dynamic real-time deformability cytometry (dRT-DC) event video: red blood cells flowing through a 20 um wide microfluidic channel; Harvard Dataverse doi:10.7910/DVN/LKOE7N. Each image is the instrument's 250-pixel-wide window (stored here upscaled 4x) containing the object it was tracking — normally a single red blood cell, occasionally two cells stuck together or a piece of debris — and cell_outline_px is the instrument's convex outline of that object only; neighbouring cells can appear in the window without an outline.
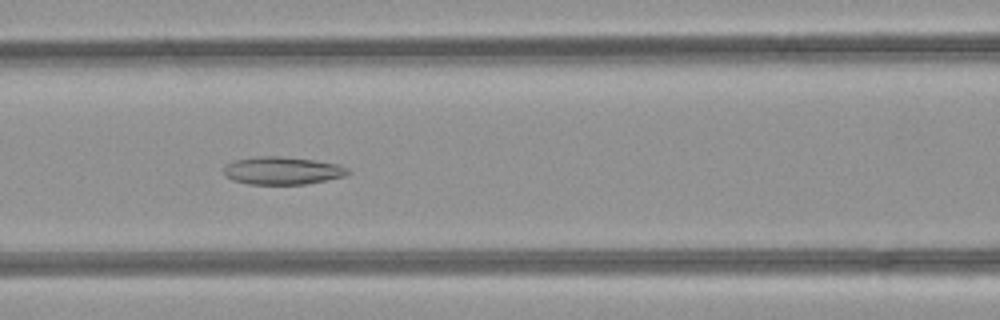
{"species": "common noctule bat (a hibernating species)", "species_latin": "Nyctalus noctula", "temperature_condition": "room temperature", "stored_images_in_passage": 40, "camera_frame_rate_fps": 3000, "um_per_image_px": 0.085, "animal": {"sex": "female", "body_mass_g": 21.9}, "frame": {"image": 1, "passage_image": 12, "time_ms": 3.667, "image_size_px": [1000, 320], "cell_outline_px": [[352, 172], [344, 176], [308, 184], [248, 184], [232, 180], [224, 176], [224, 168], [228, 164], [236, 160], [256, 156], [280, 156], [316, 160], [340, 164], [348, 168]], "centroid_in_image_um": [24.03, 14.5], "position_along_channel_um": 142.6, "area_um2": 20.23}}
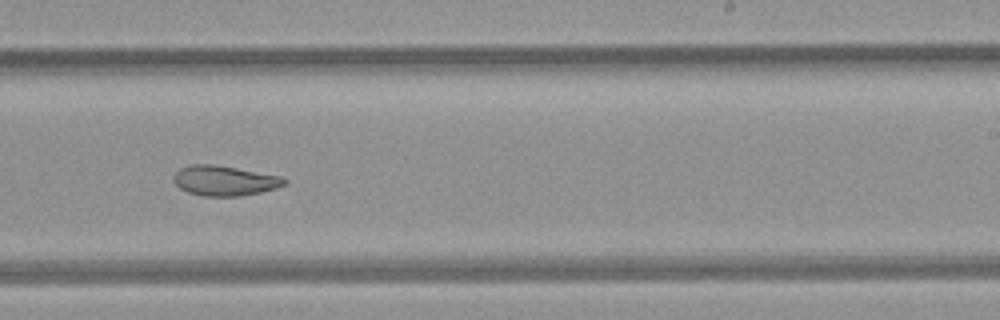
{"frame": {"image": 2, "passage_image": 21, "time_ms": 6.667, "image_size_px": [1000, 320], "cell_outline_px": [[288, 180], [284, 184], [276, 188], [260, 192], [240, 196], [204, 196], [188, 192], [180, 188], [172, 180], [172, 176], [180, 168], [192, 164], [212, 164], [236, 168], [280, 176]], "centroid_in_image_um": [19.05, 15.35], "position_along_channel_um": 270.0, "area_um2": 19.25}}
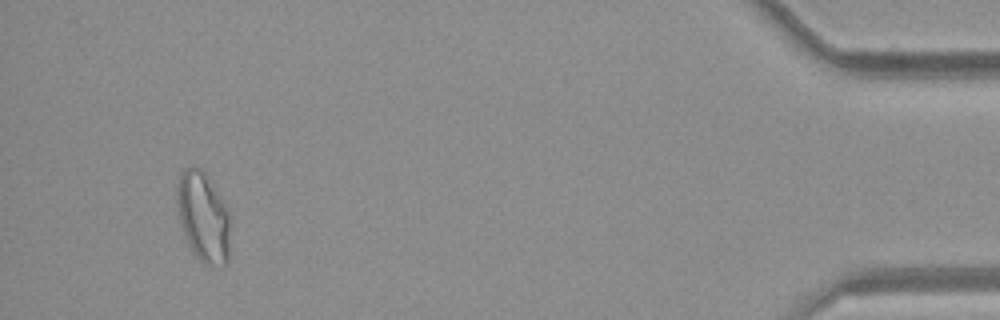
{"frame": {"image": 3, "passage_image": 37, "time_ms": 12.0, "image_size_px": [1000, 320], "cell_outline_px": [[232, 220], [228, 260], [224, 264], [216, 268], [204, 264], [196, 256], [188, 244], [180, 224], [176, 192], [180, 172], [184, 168], [192, 164], [200, 168], [204, 172], [232, 216]], "centroid_in_image_um": [17.3, 18.47], "position_along_channel_um": 417.9, "area_um2": 28.44}, "authors_computed_cell_mechanics": {"area_um2": 21.5594, "velocity_mm_per_s": 4.2488, "shape_relaxation_time_tau1_ms": null, "shape_relaxation_time_tau2_ms": 5.9181, "deformation_change_tau1": null, "deformation_change_tau2": 0.1207}}